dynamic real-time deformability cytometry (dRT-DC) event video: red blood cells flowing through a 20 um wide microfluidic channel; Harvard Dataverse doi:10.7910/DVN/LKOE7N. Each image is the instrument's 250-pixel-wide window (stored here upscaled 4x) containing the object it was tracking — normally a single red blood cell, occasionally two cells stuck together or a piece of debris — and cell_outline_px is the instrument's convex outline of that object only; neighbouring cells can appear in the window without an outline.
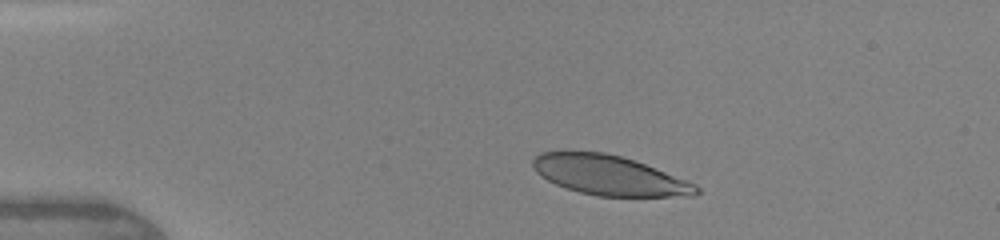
{"species": "human", "species_latin": "Homo sapiens", "temperature_condition": "warm", "stored_images_in_passage": 34, "camera_frame_rate_fps": 3000, "um_per_image_px": 0.085, "donor": {"sex": "female"}, "frame": {"image": 1, "passage_image": 2, "time_ms": 0.333, "image_size_px": [1000, 240], "cell_outline_px": [[700, 192], [692, 196], [596, 196], [580, 192], [556, 184], [548, 180], [536, 172], [532, 164], [532, 160], [540, 152], [604, 152], [620, 156], [644, 164], [696, 184], [700, 188]], "centroid_in_image_um": [51.79, 14.91], "position_along_channel_um": 33.2, "area_um2": 37.22}}
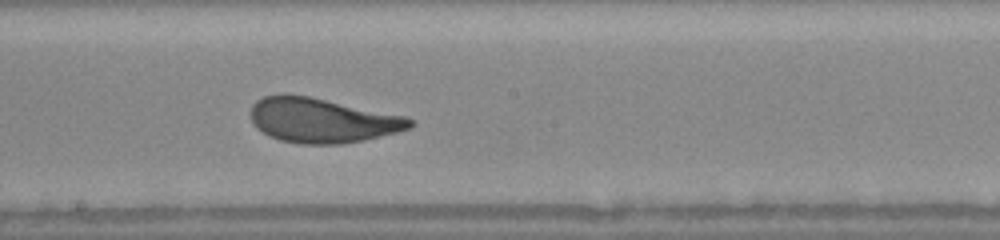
{"frame": {"image": 2, "passage_image": 19, "time_ms": 6.0, "image_size_px": [1000, 240], "cell_outline_px": [[416, 124], [412, 128], [364, 140], [340, 144], [300, 144], [280, 140], [256, 128], [252, 124], [252, 104], [256, 100], [264, 96], [284, 92], [288, 92], [308, 96], [404, 116], [412, 120]], "centroid_in_image_um": [27.35, 10.22], "position_along_channel_um": 220.9, "area_um2": 41.44}}
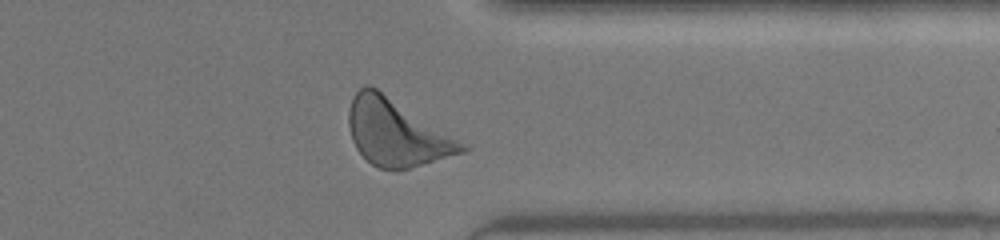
{"frame": {"image": 3, "passage_image": 30, "time_ms": 9.667, "image_size_px": [1000, 240], "cell_outline_px": [[472, 148], [468, 152], [408, 168], [380, 168], [372, 164], [356, 148], [352, 140], [348, 124], [348, 112], [352, 96], [360, 88], [368, 84], [376, 88]], "centroid_in_image_um": [33.7, 11.28], "position_along_channel_um": 377.7, "area_um2": 43.18}, "authors_computed_cell_mechanics": {"area_um2": 41.1825, "velocity_mm_per_s": 4.3348, "shape_relaxation_time_tau1_ms": 2.7027, "shape_relaxation_time_tau2_ms": null, "deformation_change_tau1": 0.1714, "deformation_change_tau2": null}}